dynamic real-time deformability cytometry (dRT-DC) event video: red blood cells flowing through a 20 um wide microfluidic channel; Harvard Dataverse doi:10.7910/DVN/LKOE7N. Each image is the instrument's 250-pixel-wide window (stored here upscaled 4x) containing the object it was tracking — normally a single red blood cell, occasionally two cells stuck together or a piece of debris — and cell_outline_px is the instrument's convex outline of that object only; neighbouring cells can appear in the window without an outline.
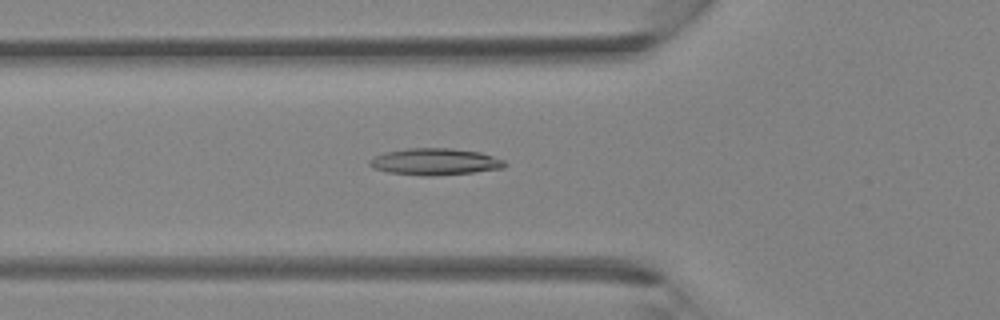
{"species": "Egyptian fruit bat (a non-hibernating species)", "species_latin": "Rousettus aegyptiacus", "temperature_condition": "room temperature", "stored_images_in_passage": 39, "camera_frame_rate_fps": 3000, "um_per_image_px": 0.085, "animal": {"sex": "female"}, "frame": {"image": 1, "passage_image": 15, "time_ms": 4.667, "image_size_px": [1000, 320], "cell_outline_px": [[508, 164], [504, 168], [472, 172], [428, 176], [424, 176], [388, 172], [372, 168], [368, 164], [368, 160], [384, 152], [408, 148], [452, 148], [480, 152], [504, 160]], "centroid_in_image_um": [36.96, 13.74], "position_along_channel_um": 88.8, "area_um2": 21.04}}
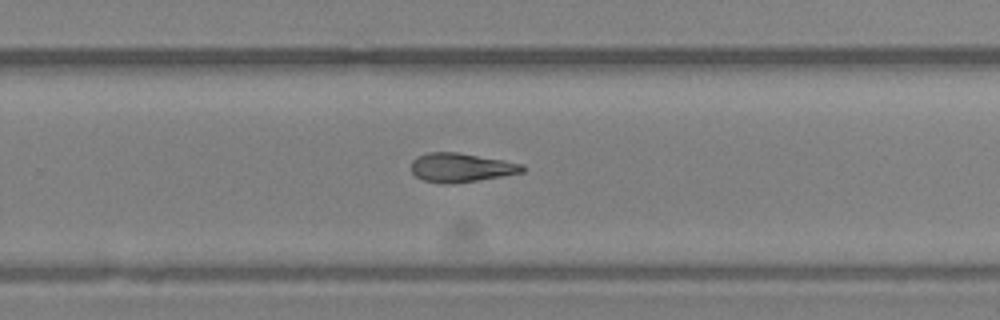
{"frame": {"image": 2, "passage_image": 27, "time_ms": 8.667, "image_size_px": [1000, 320], "cell_outline_px": [[524, 172], [504, 176], [476, 180], [444, 184], [424, 180], [416, 176], [412, 172], [412, 160], [416, 156], [428, 152], [456, 152], [524, 164]], "centroid_in_image_um": [39.17, 14.23], "position_along_channel_um": 290.6, "area_um2": 18.55}}
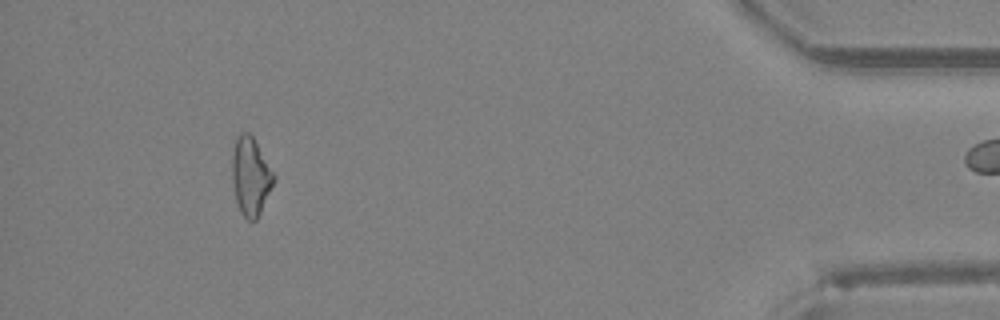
{"frame": {"image": 3, "passage_image": 38, "time_ms": 12.333, "image_size_px": [1000, 320], "cell_outline_px": [[276, 180], [256, 220], [248, 220], [240, 212], [236, 200], [232, 180], [232, 156], [236, 136], [240, 132], [248, 132], [252, 136], [276, 176]], "centroid_in_image_um": [21.3, 14.98], "position_along_channel_um": 413.9, "area_um2": 18.9}}